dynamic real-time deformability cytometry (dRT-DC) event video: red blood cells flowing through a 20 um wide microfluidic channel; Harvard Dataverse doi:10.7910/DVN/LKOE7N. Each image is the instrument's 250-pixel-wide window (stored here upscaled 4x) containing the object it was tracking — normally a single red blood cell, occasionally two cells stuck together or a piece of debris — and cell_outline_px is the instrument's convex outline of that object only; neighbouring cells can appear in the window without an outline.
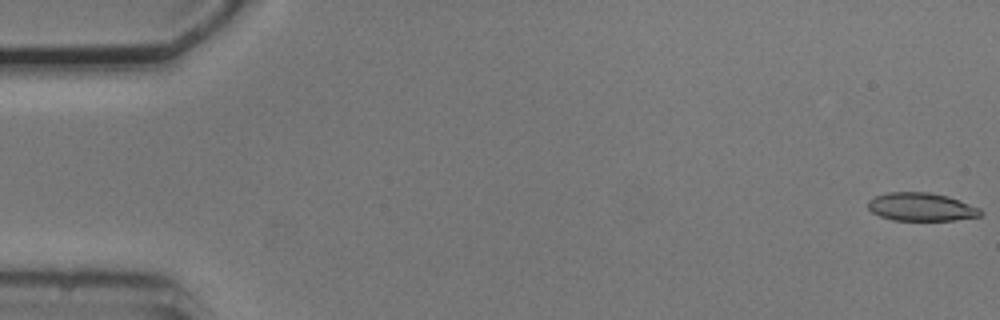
{"species": "common noctule bat (a hibernating species)", "species_latin": "Nyctalus noctula", "temperature_condition": "cold", "stored_images_in_passage": 8, "camera_frame_rate_fps": 3000, "um_per_image_px": 0.085, "animal": {"sex": "male", "body_mass_g": 20.5, "forearm_length_mm": 52.5}, "frame": {"image": 1, "passage_image": 1, "time_ms": 0.0, "image_size_px": [1000, 320], "cell_outline_px": [[980, 216], [952, 220], [896, 220], [880, 216], [872, 212], [868, 208], [868, 204], [876, 196], [892, 192], [928, 192], [944, 196], [980, 208]], "centroid_in_image_um": [78.28, 17.59], "position_along_channel_um": 6.7, "area_um2": 17.86}}